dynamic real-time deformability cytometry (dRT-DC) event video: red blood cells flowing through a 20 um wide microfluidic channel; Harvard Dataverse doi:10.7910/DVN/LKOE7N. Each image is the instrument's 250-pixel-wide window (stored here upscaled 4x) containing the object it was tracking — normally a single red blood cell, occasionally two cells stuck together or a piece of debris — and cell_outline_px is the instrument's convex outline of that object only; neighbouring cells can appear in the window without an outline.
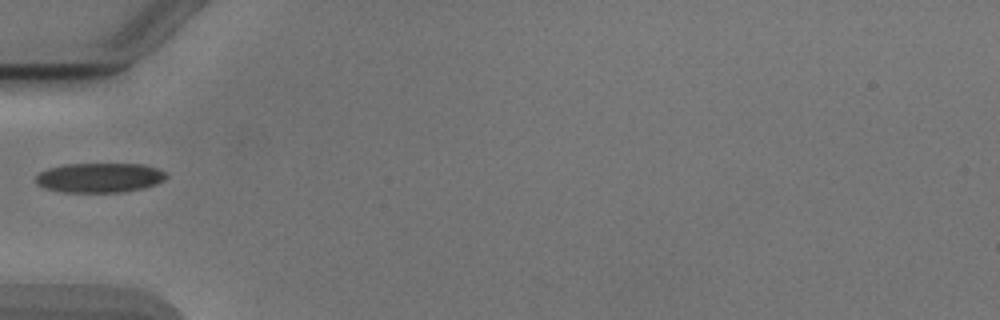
{"species": "Egyptian fruit bat (a non-hibernating species)", "species_latin": "Rousettus aegyptiacus", "temperature_condition": "cold", "stored_images_in_passage": 35, "camera_frame_rate_fps": 3000, "um_per_image_px": 0.085, "animal": {"sex": "male"}, "frame": {"image": 1, "passage_image": 1, "time_ms": 0.0, "image_size_px": [1000, 320], "cell_outline_px": [[168, 176], [164, 180], [156, 184], [144, 188], [124, 192], [60, 192], [44, 188], [36, 184], [36, 176], [40, 172], [48, 168], [64, 164], [144, 164], [168, 172]], "centroid_in_image_um": [8.48, 15.1], "position_along_channel_um": 76.5, "area_um2": 22.77}}
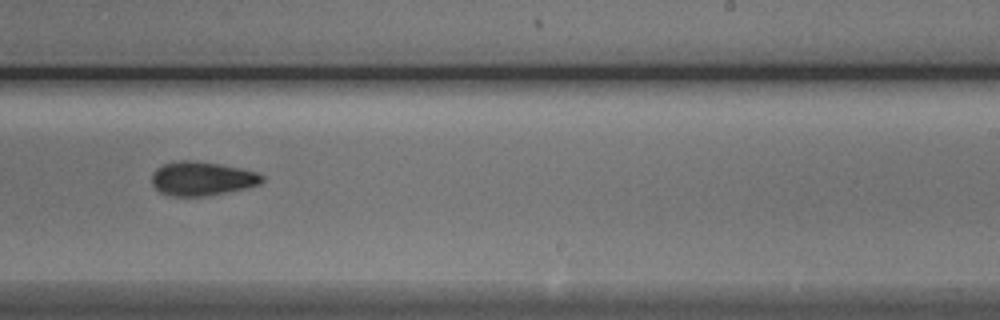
{"frame": {"image": 2, "passage_image": 16, "time_ms": 5.0, "image_size_px": [1000, 320], "cell_outline_px": [[264, 180], [260, 184], [248, 188], [208, 196], [168, 196], [160, 192], [152, 184], [152, 172], [156, 168], [164, 164], [180, 160], [188, 160], [220, 164], [240, 168], [256, 172], [264, 176]], "centroid_in_image_um": [17.17, 15.19], "position_along_channel_um": 271.8, "area_um2": 21.96}}
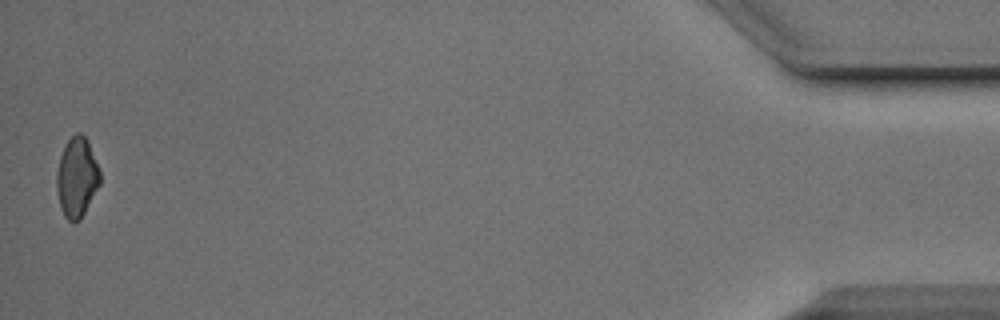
{"frame": {"image": 3, "passage_image": 35, "time_ms": 11.333, "image_size_px": [1000, 320], "cell_outline_px": [[100, 184], [80, 220], [72, 224], [64, 216], [60, 208], [56, 188], [56, 172], [60, 156], [68, 140], [76, 132], [80, 132], [84, 136], [88, 144], [100, 172]], "centroid_in_image_um": [6.5, 15.13], "position_along_channel_um": 428.7, "area_um2": 20.0}}